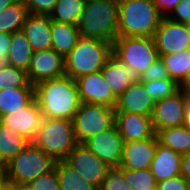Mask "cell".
Wrapping results in <instances>:
<instances>
[{
	"mask_svg": "<svg viewBox=\"0 0 190 190\" xmlns=\"http://www.w3.org/2000/svg\"><path fill=\"white\" fill-rule=\"evenodd\" d=\"M115 124L125 142L149 139L155 134L151 116L115 112Z\"/></svg>",
	"mask_w": 190,
	"mask_h": 190,
	"instance_id": "obj_18",
	"label": "cell"
},
{
	"mask_svg": "<svg viewBox=\"0 0 190 190\" xmlns=\"http://www.w3.org/2000/svg\"><path fill=\"white\" fill-rule=\"evenodd\" d=\"M56 161L33 142L4 166L8 183L28 185L36 177L53 169Z\"/></svg>",
	"mask_w": 190,
	"mask_h": 190,
	"instance_id": "obj_6",
	"label": "cell"
},
{
	"mask_svg": "<svg viewBox=\"0 0 190 190\" xmlns=\"http://www.w3.org/2000/svg\"><path fill=\"white\" fill-rule=\"evenodd\" d=\"M162 18L154 0L118 1V37L153 38Z\"/></svg>",
	"mask_w": 190,
	"mask_h": 190,
	"instance_id": "obj_2",
	"label": "cell"
},
{
	"mask_svg": "<svg viewBox=\"0 0 190 190\" xmlns=\"http://www.w3.org/2000/svg\"><path fill=\"white\" fill-rule=\"evenodd\" d=\"M43 120L41 109L34 99L27 107L0 117V122L12 127L19 134L32 142Z\"/></svg>",
	"mask_w": 190,
	"mask_h": 190,
	"instance_id": "obj_15",
	"label": "cell"
},
{
	"mask_svg": "<svg viewBox=\"0 0 190 190\" xmlns=\"http://www.w3.org/2000/svg\"><path fill=\"white\" fill-rule=\"evenodd\" d=\"M15 190H30L26 185H15Z\"/></svg>",
	"mask_w": 190,
	"mask_h": 190,
	"instance_id": "obj_48",
	"label": "cell"
},
{
	"mask_svg": "<svg viewBox=\"0 0 190 190\" xmlns=\"http://www.w3.org/2000/svg\"><path fill=\"white\" fill-rule=\"evenodd\" d=\"M186 127L190 129V93L185 92Z\"/></svg>",
	"mask_w": 190,
	"mask_h": 190,
	"instance_id": "obj_43",
	"label": "cell"
},
{
	"mask_svg": "<svg viewBox=\"0 0 190 190\" xmlns=\"http://www.w3.org/2000/svg\"><path fill=\"white\" fill-rule=\"evenodd\" d=\"M156 190H190V182L181 174L158 182Z\"/></svg>",
	"mask_w": 190,
	"mask_h": 190,
	"instance_id": "obj_38",
	"label": "cell"
},
{
	"mask_svg": "<svg viewBox=\"0 0 190 190\" xmlns=\"http://www.w3.org/2000/svg\"><path fill=\"white\" fill-rule=\"evenodd\" d=\"M77 27L80 36L113 44L118 37V0L86 1Z\"/></svg>",
	"mask_w": 190,
	"mask_h": 190,
	"instance_id": "obj_3",
	"label": "cell"
},
{
	"mask_svg": "<svg viewBox=\"0 0 190 190\" xmlns=\"http://www.w3.org/2000/svg\"><path fill=\"white\" fill-rule=\"evenodd\" d=\"M156 135L163 146L182 155L190 153V129L186 125L161 129Z\"/></svg>",
	"mask_w": 190,
	"mask_h": 190,
	"instance_id": "obj_26",
	"label": "cell"
},
{
	"mask_svg": "<svg viewBox=\"0 0 190 190\" xmlns=\"http://www.w3.org/2000/svg\"><path fill=\"white\" fill-rule=\"evenodd\" d=\"M32 142L55 161L64 160L78 144L73 121L43 117Z\"/></svg>",
	"mask_w": 190,
	"mask_h": 190,
	"instance_id": "obj_5",
	"label": "cell"
},
{
	"mask_svg": "<svg viewBox=\"0 0 190 190\" xmlns=\"http://www.w3.org/2000/svg\"><path fill=\"white\" fill-rule=\"evenodd\" d=\"M112 55L140 76L159 58L151 37H117L112 44Z\"/></svg>",
	"mask_w": 190,
	"mask_h": 190,
	"instance_id": "obj_7",
	"label": "cell"
},
{
	"mask_svg": "<svg viewBox=\"0 0 190 190\" xmlns=\"http://www.w3.org/2000/svg\"><path fill=\"white\" fill-rule=\"evenodd\" d=\"M181 0H154L156 8L163 17H167ZM167 12V13H166Z\"/></svg>",
	"mask_w": 190,
	"mask_h": 190,
	"instance_id": "obj_41",
	"label": "cell"
},
{
	"mask_svg": "<svg viewBox=\"0 0 190 190\" xmlns=\"http://www.w3.org/2000/svg\"><path fill=\"white\" fill-rule=\"evenodd\" d=\"M170 79L182 86L190 75V49L161 56Z\"/></svg>",
	"mask_w": 190,
	"mask_h": 190,
	"instance_id": "obj_29",
	"label": "cell"
},
{
	"mask_svg": "<svg viewBox=\"0 0 190 190\" xmlns=\"http://www.w3.org/2000/svg\"><path fill=\"white\" fill-rule=\"evenodd\" d=\"M28 14L23 0H16L0 11V32L11 34L20 31Z\"/></svg>",
	"mask_w": 190,
	"mask_h": 190,
	"instance_id": "obj_27",
	"label": "cell"
},
{
	"mask_svg": "<svg viewBox=\"0 0 190 190\" xmlns=\"http://www.w3.org/2000/svg\"><path fill=\"white\" fill-rule=\"evenodd\" d=\"M185 91L181 88L177 93L156 101L151 116L155 134L161 130L186 124Z\"/></svg>",
	"mask_w": 190,
	"mask_h": 190,
	"instance_id": "obj_11",
	"label": "cell"
},
{
	"mask_svg": "<svg viewBox=\"0 0 190 190\" xmlns=\"http://www.w3.org/2000/svg\"><path fill=\"white\" fill-rule=\"evenodd\" d=\"M147 92L156 102L177 93L181 86L173 79H160L143 82Z\"/></svg>",
	"mask_w": 190,
	"mask_h": 190,
	"instance_id": "obj_33",
	"label": "cell"
},
{
	"mask_svg": "<svg viewBox=\"0 0 190 190\" xmlns=\"http://www.w3.org/2000/svg\"><path fill=\"white\" fill-rule=\"evenodd\" d=\"M16 0H0V11L14 3Z\"/></svg>",
	"mask_w": 190,
	"mask_h": 190,
	"instance_id": "obj_45",
	"label": "cell"
},
{
	"mask_svg": "<svg viewBox=\"0 0 190 190\" xmlns=\"http://www.w3.org/2000/svg\"><path fill=\"white\" fill-rule=\"evenodd\" d=\"M64 161L98 189L110 168L84 144H77Z\"/></svg>",
	"mask_w": 190,
	"mask_h": 190,
	"instance_id": "obj_9",
	"label": "cell"
},
{
	"mask_svg": "<svg viewBox=\"0 0 190 190\" xmlns=\"http://www.w3.org/2000/svg\"><path fill=\"white\" fill-rule=\"evenodd\" d=\"M10 87L35 88L29 83L25 70L5 63L0 65V90Z\"/></svg>",
	"mask_w": 190,
	"mask_h": 190,
	"instance_id": "obj_31",
	"label": "cell"
},
{
	"mask_svg": "<svg viewBox=\"0 0 190 190\" xmlns=\"http://www.w3.org/2000/svg\"><path fill=\"white\" fill-rule=\"evenodd\" d=\"M83 144L109 167H120L125 141L116 124L89 138Z\"/></svg>",
	"mask_w": 190,
	"mask_h": 190,
	"instance_id": "obj_12",
	"label": "cell"
},
{
	"mask_svg": "<svg viewBox=\"0 0 190 190\" xmlns=\"http://www.w3.org/2000/svg\"><path fill=\"white\" fill-rule=\"evenodd\" d=\"M8 183L4 167H0V190Z\"/></svg>",
	"mask_w": 190,
	"mask_h": 190,
	"instance_id": "obj_44",
	"label": "cell"
},
{
	"mask_svg": "<svg viewBox=\"0 0 190 190\" xmlns=\"http://www.w3.org/2000/svg\"><path fill=\"white\" fill-rule=\"evenodd\" d=\"M181 88L185 91L190 93V75L188 79L185 81V83L181 86Z\"/></svg>",
	"mask_w": 190,
	"mask_h": 190,
	"instance_id": "obj_46",
	"label": "cell"
},
{
	"mask_svg": "<svg viewBox=\"0 0 190 190\" xmlns=\"http://www.w3.org/2000/svg\"><path fill=\"white\" fill-rule=\"evenodd\" d=\"M57 0H23L29 14L49 16Z\"/></svg>",
	"mask_w": 190,
	"mask_h": 190,
	"instance_id": "obj_37",
	"label": "cell"
},
{
	"mask_svg": "<svg viewBox=\"0 0 190 190\" xmlns=\"http://www.w3.org/2000/svg\"><path fill=\"white\" fill-rule=\"evenodd\" d=\"M185 25H186V27H187V30H188L189 33H190V21L186 22Z\"/></svg>",
	"mask_w": 190,
	"mask_h": 190,
	"instance_id": "obj_49",
	"label": "cell"
},
{
	"mask_svg": "<svg viewBox=\"0 0 190 190\" xmlns=\"http://www.w3.org/2000/svg\"><path fill=\"white\" fill-rule=\"evenodd\" d=\"M182 154L157 143L156 152L150 165V171L156 182H161L181 174Z\"/></svg>",
	"mask_w": 190,
	"mask_h": 190,
	"instance_id": "obj_21",
	"label": "cell"
},
{
	"mask_svg": "<svg viewBox=\"0 0 190 190\" xmlns=\"http://www.w3.org/2000/svg\"><path fill=\"white\" fill-rule=\"evenodd\" d=\"M169 75L165 64L161 57H159L141 76V82L160 80V79H169Z\"/></svg>",
	"mask_w": 190,
	"mask_h": 190,
	"instance_id": "obj_36",
	"label": "cell"
},
{
	"mask_svg": "<svg viewBox=\"0 0 190 190\" xmlns=\"http://www.w3.org/2000/svg\"><path fill=\"white\" fill-rule=\"evenodd\" d=\"M171 14L175 16L168 15L167 17L174 22L186 23L190 21V0H181Z\"/></svg>",
	"mask_w": 190,
	"mask_h": 190,
	"instance_id": "obj_39",
	"label": "cell"
},
{
	"mask_svg": "<svg viewBox=\"0 0 190 190\" xmlns=\"http://www.w3.org/2000/svg\"><path fill=\"white\" fill-rule=\"evenodd\" d=\"M98 190H132L123 176L122 167H110Z\"/></svg>",
	"mask_w": 190,
	"mask_h": 190,
	"instance_id": "obj_34",
	"label": "cell"
},
{
	"mask_svg": "<svg viewBox=\"0 0 190 190\" xmlns=\"http://www.w3.org/2000/svg\"><path fill=\"white\" fill-rule=\"evenodd\" d=\"M2 190H15V185L11 183H7Z\"/></svg>",
	"mask_w": 190,
	"mask_h": 190,
	"instance_id": "obj_47",
	"label": "cell"
},
{
	"mask_svg": "<svg viewBox=\"0 0 190 190\" xmlns=\"http://www.w3.org/2000/svg\"><path fill=\"white\" fill-rule=\"evenodd\" d=\"M79 98L83 103L102 104L115 108L117 98L113 95L111 87L104 80L101 71L83 75L75 79Z\"/></svg>",
	"mask_w": 190,
	"mask_h": 190,
	"instance_id": "obj_14",
	"label": "cell"
},
{
	"mask_svg": "<svg viewBox=\"0 0 190 190\" xmlns=\"http://www.w3.org/2000/svg\"><path fill=\"white\" fill-rule=\"evenodd\" d=\"M35 99L43 117L71 121L81 104L76 81L67 75L37 83Z\"/></svg>",
	"mask_w": 190,
	"mask_h": 190,
	"instance_id": "obj_1",
	"label": "cell"
},
{
	"mask_svg": "<svg viewBox=\"0 0 190 190\" xmlns=\"http://www.w3.org/2000/svg\"><path fill=\"white\" fill-rule=\"evenodd\" d=\"M30 190H60L59 179L55 167L39 175L28 185Z\"/></svg>",
	"mask_w": 190,
	"mask_h": 190,
	"instance_id": "obj_35",
	"label": "cell"
},
{
	"mask_svg": "<svg viewBox=\"0 0 190 190\" xmlns=\"http://www.w3.org/2000/svg\"><path fill=\"white\" fill-rule=\"evenodd\" d=\"M29 140L0 122V167H4L28 144Z\"/></svg>",
	"mask_w": 190,
	"mask_h": 190,
	"instance_id": "obj_23",
	"label": "cell"
},
{
	"mask_svg": "<svg viewBox=\"0 0 190 190\" xmlns=\"http://www.w3.org/2000/svg\"><path fill=\"white\" fill-rule=\"evenodd\" d=\"M54 167L59 179L60 190H98L95 185L81 177L64 160L56 161Z\"/></svg>",
	"mask_w": 190,
	"mask_h": 190,
	"instance_id": "obj_28",
	"label": "cell"
},
{
	"mask_svg": "<svg viewBox=\"0 0 190 190\" xmlns=\"http://www.w3.org/2000/svg\"><path fill=\"white\" fill-rule=\"evenodd\" d=\"M73 124L76 139L79 144H83L89 138L115 124V108L81 102L75 113Z\"/></svg>",
	"mask_w": 190,
	"mask_h": 190,
	"instance_id": "obj_8",
	"label": "cell"
},
{
	"mask_svg": "<svg viewBox=\"0 0 190 190\" xmlns=\"http://www.w3.org/2000/svg\"><path fill=\"white\" fill-rule=\"evenodd\" d=\"M155 101L149 95L143 82H134L117 99L115 112H129L152 116Z\"/></svg>",
	"mask_w": 190,
	"mask_h": 190,
	"instance_id": "obj_17",
	"label": "cell"
},
{
	"mask_svg": "<svg viewBox=\"0 0 190 190\" xmlns=\"http://www.w3.org/2000/svg\"><path fill=\"white\" fill-rule=\"evenodd\" d=\"M86 0H57L52 13V21L78 26Z\"/></svg>",
	"mask_w": 190,
	"mask_h": 190,
	"instance_id": "obj_30",
	"label": "cell"
},
{
	"mask_svg": "<svg viewBox=\"0 0 190 190\" xmlns=\"http://www.w3.org/2000/svg\"><path fill=\"white\" fill-rule=\"evenodd\" d=\"M158 142L156 134L149 139L125 142L120 167L129 170L150 169Z\"/></svg>",
	"mask_w": 190,
	"mask_h": 190,
	"instance_id": "obj_16",
	"label": "cell"
},
{
	"mask_svg": "<svg viewBox=\"0 0 190 190\" xmlns=\"http://www.w3.org/2000/svg\"><path fill=\"white\" fill-rule=\"evenodd\" d=\"M11 44V34L0 32V65L5 64Z\"/></svg>",
	"mask_w": 190,
	"mask_h": 190,
	"instance_id": "obj_40",
	"label": "cell"
},
{
	"mask_svg": "<svg viewBox=\"0 0 190 190\" xmlns=\"http://www.w3.org/2000/svg\"><path fill=\"white\" fill-rule=\"evenodd\" d=\"M35 99V88L0 90V117L27 107Z\"/></svg>",
	"mask_w": 190,
	"mask_h": 190,
	"instance_id": "obj_24",
	"label": "cell"
},
{
	"mask_svg": "<svg viewBox=\"0 0 190 190\" xmlns=\"http://www.w3.org/2000/svg\"><path fill=\"white\" fill-rule=\"evenodd\" d=\"M111 56V43L80 36L75 47L64 58L65 74L75 80L83 75L101 71Z\"/></svg>",
	"mask_w": 190,
	"mask_h": 190,
	"instance_id": "obj_4",
	"label": "cell"
},
{
	"mask_svg": "<svg viewBox=\"0 0 190 190\" xmlns=\"http://www.w3.org/2000/svg\"><path fill=\"white\" fill-rule=\"evenodd\" d=\"M33 52L24 33L21 30L13 32L11 33V44L6 64L27 71Z\"/></svg>",
	"mask_w": 190,
	"mask_h": 190,
	"instance_id": "obj_25",
	"label": "cell"
},
{
	"mask_svg": "<svg viewBox=\"0 0 190 190\" xmlns=\"http://www.w3.org/2000/svg\"><path fill=\"white\" fill-rule=\"evenodd\" d=\"M101 72L117 99L131 83L140 82V75L131 66L124 65L113 55L106 61Z\"/></svg>",
	"mask_w": 190,
	"mask_h": 190,
	"instance_id": "obj_19",
	"label": "cell"
},
{
	"mask_svg": "<svg viewBox=\"0 0 190 190\" xmlns=\"http://www.w3.org/2000/svg\"><path fill=\"white\" fill-rule=\"evenodd\" d=\"M123 176L132 190H156L157 182L150 169L129 170L123 168Z\"/></svg>",
	"mask_w": 190,
	"mask_h": 190,
	"instance_id": "obj_32",
	"label": "cell"
},
{
	"mask_svg": "<svg viewBox=\"0 0 190 190\" xmlns=\"http://www.w3.org/2000/svg\"><path fill=\"white\" fill-rule=\"evenodd\" d=\"M21 31L26 36L33 51L51 48L52 36L50 16L28 14Z\"/></svg>",
	"mask_w": 190,
	"mask_h": 190,
	"instance_id": "obj_20",
	"label": "cell"
},
{
	"mask_svg": "<svg viewBox=\"0 0 190 190\" xmlns=\"http://www.w3.org/2000/svg\"><path fill=\"white\" fill-rule=\"evenodd\" d=\"M180 167L181 175L190 182V153L182 155Z\"/></svg>",
	"mask_w": 190,
	"mask_h": 190,
	"instance_id": "obj_42",
	"label": "cell"
},
{
	"mask_svg": "<svg viewBox=\"0 0 190 190\" xmlns=\"http://www.w3.org/2000/svg\"><path fill=\"white\" fill-rule=\"evenodd\" d=\"M51 48L64 58L75 47L80 33L78 27L51 20Z\"/></svg>",
	"mask_w": 190,
	"mask_h": 190,
	"instance_id": "obj_22",
	"label": "cell"
},
{
	"mask_svg": "<svg viewBox=\"0 0 190 190\" xmlns=\"http://www.w3.org/2000/svg\"><path fill=\"white\" fill-rule=\"evenodd\" d=\"M26 73L29 83L34 86L44 80L62 77L66 75L64 57L52 48L34 51Z\"/></svg>",
	"mask_w": 190,
	"mask_h": 190,
	"instance_id": "obj_13",
	"label": "cell"
},
{
	"mask_svg": "<svg viewBox=\"0 0 190 190\" xmlns=\"http://www.w3.org/2000/svg\"><path fill=\"white\" fill-rule=\"evenodd\" d=\"M153 40L159 57L190 49V33L185 23H177L163 17Z\"/></svg>",
	"mask_w": 190,
	"mask_h": 190,
	"instance_id": "obj_10",
	"label": "cell"
}]
</instances>
